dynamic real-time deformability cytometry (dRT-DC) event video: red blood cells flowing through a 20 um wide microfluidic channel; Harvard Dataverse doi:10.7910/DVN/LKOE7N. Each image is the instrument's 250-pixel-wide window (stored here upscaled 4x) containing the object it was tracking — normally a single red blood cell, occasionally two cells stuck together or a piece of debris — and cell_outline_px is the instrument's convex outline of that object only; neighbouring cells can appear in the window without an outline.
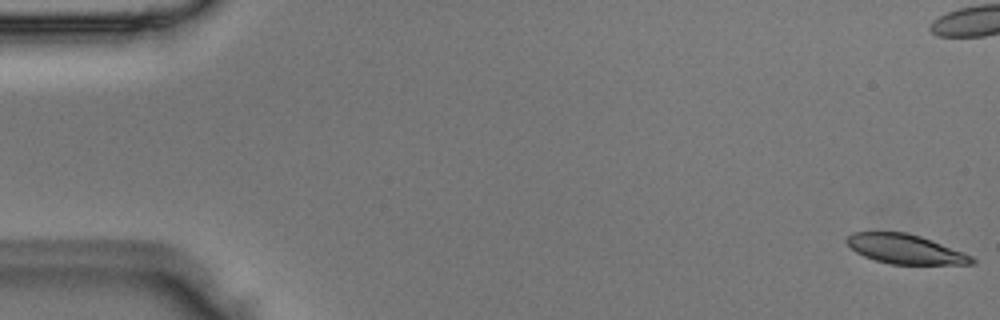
{"species": "Egyptian fruit bat (a non-hibernating species)", "species_latin": "Rousettus aegyptiacus", "temperature_condition": "room temperature", "stored_images_in_passage": 51, "camera_frame_rate_fps": 3000, "um_per_image_px": 0.085, "animal": {"sex": "male"}, "frame": {"image": 1, "passage_image": 1, "time_ms": 0.0, "image_size_px": [1000, 320], "cell_outline_px": [[976, 264], [892, 264], [876, 260], [864, 256], [856, 252], [844, 240], [852, 232], [904, 232], [920, 236], [932, 240], [964, 252], [972, 256], [976, 260]], "centroid_in_image_um": [76.97, 21.17], "position_along_channel_um": 8.0, "area_um2": 21.39}}
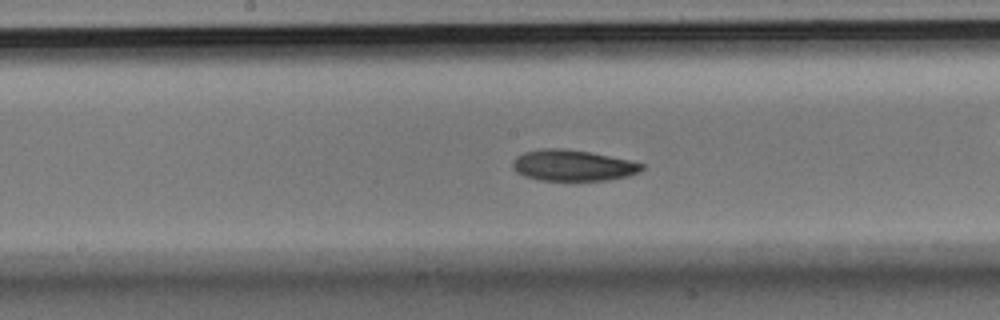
{"frame": {"image": 2, "passage_image": 26, "time_ms": 8.333, "image_size_px": [1000, 320], "cell_outline_px": [[644, 168], [640, 172], [628, 176], [608, 180], [540, 180], [524, 176], [516, 172], [512, 168], [512, 160], [516, 156], [524, 152], [540, 148], [564, 148], [588, 152], [632, 160], [644, 164]], "centroid_in_image_um": [48.68, 14.05], "position_along_channel_um": 199.5, "area_um2": 23.58}}
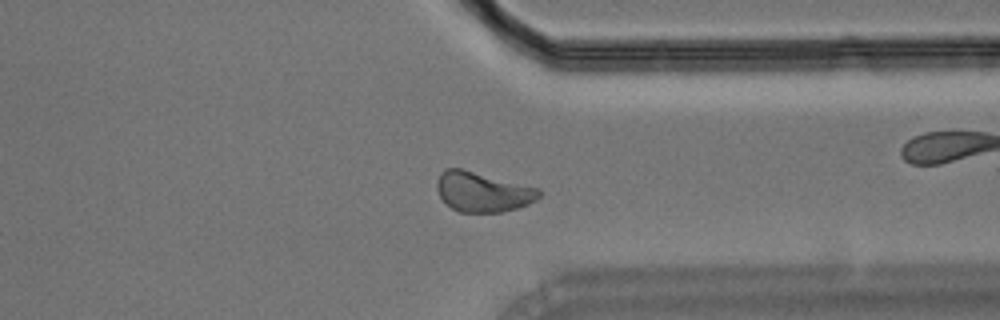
{"frame": {"image": 3, "passage_image": 39, "time_ms": 12.667, "image_size_px": [1000, 320], "cell_outline_px": [[544, 192], [536, 200], [528, 204], [516, 208], [500, 212], [460, 212], [452, 208], [440, 196], [436, 188], [436, 184], [440, 172], [444, 168], [460, 168], [540, 188]], "centroid_in_image_um": [41.04, 16.3], "position_along_channel_um": 370.4, "area_um2": 23.76}}